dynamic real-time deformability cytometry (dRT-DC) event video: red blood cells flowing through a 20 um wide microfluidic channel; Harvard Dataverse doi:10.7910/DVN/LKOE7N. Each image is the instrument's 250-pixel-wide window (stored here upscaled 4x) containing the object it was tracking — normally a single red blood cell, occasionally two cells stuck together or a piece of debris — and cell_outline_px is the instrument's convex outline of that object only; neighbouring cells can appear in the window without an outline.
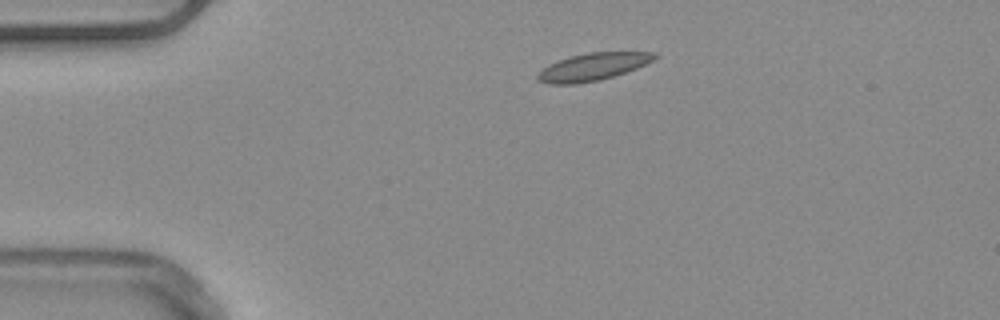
{"species": "common noctule bat (a hibernating species)", "species_latin": "Nyctalus noctula", "temperature_condition": "warm", "stored_images_in_passage": 42, "camera_frame_rate_fps": 3000, "um_per_image_px": 0.085, "animal": {"sex": "male", "body_mass_g": 20.4}, "frame": {"image": 1, "passage_image": 1, "time_ms": 0.0, "image_size_px": [1000, 320], "cell_outline_px": [[660, 56], [636, 68], [600, 80], [576, 84], [548, 84], [536, 80], [536, 76], [548, 64], [556, 60], [568, 56], [588, 52], [656, 52]], "centroid_in_image_um": [50.35, 5.67], "position_along_channel_um": 34.7, "area_um2": 18.73}}
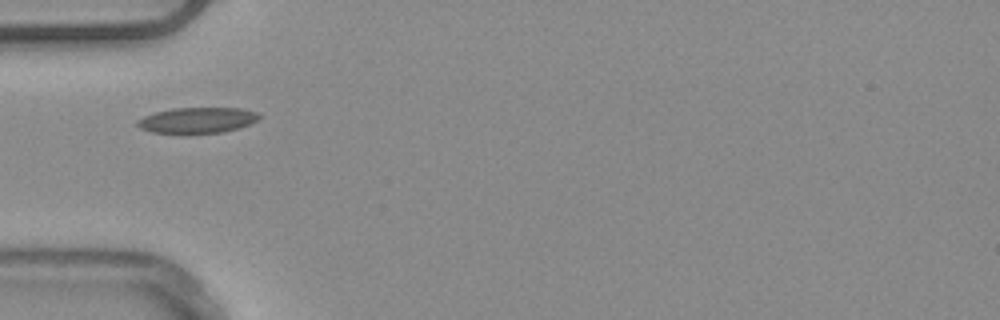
{"frame": {"image": 2, "passage_image": 7, "time_ms": 2.0, "image_size_px": [1000, 320], "cell_outline_px": [[264, 116], [248, 124], [236, 128], [220, 132], [184, 136], [152, 132], [140, 128], [136, 124], [136, 120], [144, 116], [156, 112], [172, 108], [240, 108], [260, 112]], "centroid_in_image_um": [16.74, 10.25], "position_along_channel_um": 68.3, "area_um2": 18.9}, "authors_computed_cell_mechanics": {"area_um2": 18.0047, "velocity_mm_per_s": 3.8661, "shape_relaxation_time_tau1_ms": 5.9859, "shape_relaxation_time_tau2_ms": 1.8386, "deformation_change_tau1": 0.1114, "deformation_change_tau2": 0.076}}